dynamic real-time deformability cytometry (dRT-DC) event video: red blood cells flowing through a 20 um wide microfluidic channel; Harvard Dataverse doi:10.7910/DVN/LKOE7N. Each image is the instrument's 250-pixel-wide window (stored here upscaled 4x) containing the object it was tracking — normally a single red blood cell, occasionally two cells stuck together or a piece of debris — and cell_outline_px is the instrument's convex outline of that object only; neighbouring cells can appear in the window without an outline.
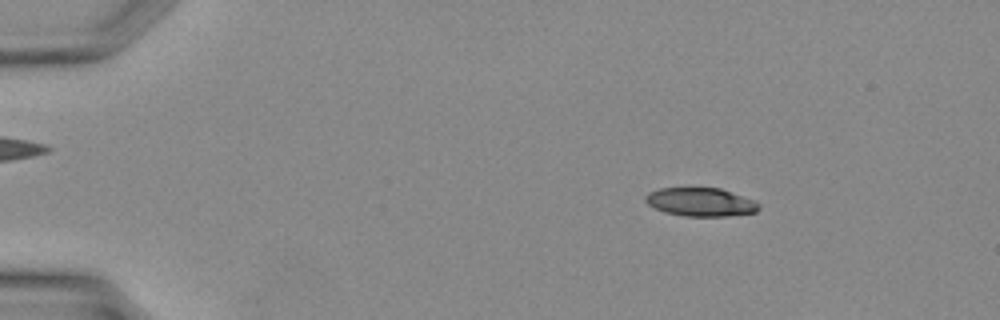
{"species": "Egyptian fruit bat (a non-hibernating species)", "species_latin": "Rousettus aegyptiacus", "temperature_condition": "warm", "stored_images_in_passage": 14, "camera_frame_rate_fps": 3000, "um_per_image_px": 0.085, "animal": {"sex": "female"}, "frame": {"image": 1, "passage_image": 7, "time_ms": 2.0, "image_size_px": [1000, 320], "cell_outline_px": [[760, 208], [756, 212], [728, 216], [684, 216], [664, 212], [652, 208], [644, 200], [644, 196], [648, 192], [660, 188], [720, 188], [756, 200], [760, 204]], "centroid_in_image_um": [59.55, 17.17], "position_along_channel_um": 25.5, "area_um2": 19.07}}